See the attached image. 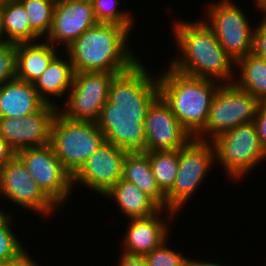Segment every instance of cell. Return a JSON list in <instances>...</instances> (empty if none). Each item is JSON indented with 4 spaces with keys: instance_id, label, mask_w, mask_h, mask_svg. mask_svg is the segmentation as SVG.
I'll return each instance as SVG.
<instances>
[{
    "instance_id": "cell-1",
    "label": "cell",
    "mask_w": 266,
    "mask_h": 266,
    "mask_svg": "<svg viewBox=\"0 0 266 266\" xmlns=\"http://www.w3.org/2000/svg\"><path fill=\"white\" fill-rule=\"evenodd\" d=\"M149 72L139 60L117 74L96 120L105 140L127 152H145L144 121L149 106L159 96L157 77Z\"/></svg>"
},
{
    "instance_id": "cell-2",
    "label": "cell",
    "mask_w": 266,
    "mask_h": 266,
    "mask_svg": "<svg viewBox=\"0 0 266 266\" xmlns=\"http://www.w3.org/2000/svg\"><path fill=\"white\" fill-rule=\"evenodd\" d=\"M172 23L174 41L182 55L170 60L172 68L190 76L221 81V84L232 83L236 79L234 61L226 54L205 20L190 22L179 19Z\"/></svg>"
},
{
    "instance_id": "cell-3",
    "label": "cell",
    "mask_w": 266,
    "mask_h": 266,
    "mask_svg": "<svg viewBox=\"0 0 266 266\" xmlns=\"http://www.w3.org/2000/svg\"><path fill=\"white\" fill-rule=\"evenodd\" d=\"M126 28L114 23H98L85 31L64 51L74 72H108L121 74L139 59L129 47Z\"/></svg>"
},
{
    "instance_id": "cell-4",
    "label": "cell",
    "mask_w": 266,
    "mask_h": 266,
    "mask_svg": "<svg viewBox=\"0 0 266 266\" xmlns=\"http://www.w3.org/2000/svg\"><path fill=\"white\" fill-rule=\"evenodd\" d=\"M158 76L159 95L195 138L205 128L211 101L221 82L190 76L171 66Z\"/></svg>"
},
{
    "instance_id": "cell-5",
    "label": "cell",
    "mask_w": 266,
    "mask_h": 266,
    "mask_svg": "<svg viewBox=\"0 0 266 266\" xmlns=\"http://www.w3.org/2000/svg\"><path fill=\"white\" fill-rule=\"evenodd\" d=\"M104 141L96 122L70 120L59 112L53 120L50 144L72 176Z\"/></svg>"
},
{
    "instance_id": "cell-6",
    "label": "cell",
    "mask_w": 266,
    "mask_h": 266,
    "mask_svg": "<svg viewBox=\"0 0 266 266\" xmlns=\"http://www.w3.org/2000/svg\"><path fill=\"white\" fill-rule=\"evenodd\" d=\"M212 142L192 138L178 149V171L172 188L166 193V209L179 213L194 195L215 163Z\"/></svg>"
},
{
    "instance_id": "cell-7",
    "label": "cell",
    "mask_w": 266,
    "mask_h": 266,
    "mask_svg": "<svg viewBox=\"0 0 266 266\" xmlns=\"http://www.w3.org/2000/svg\"><path fill=\"white\" fill-rule=\"evenodd\" d=\"M211 142L215 160L223 166L230 179L246 177L245 174L266 159L253 121L223 132Z\"/></svg>"
},
{
    "instance_id": "cell-8",
    "label": "cell",
    "mask_w": 266,
    "mask_h": 266,
    "mask_svg": "<svg viewBox=\"0 0 266 266\" xmlns=\"http://www.w3.org/2000/svg\"><path fill=\"white\" fill-rule=\"evenodd\" d=\"M261 104L255 96L234 82L221 84L211 101L205 128L195 138L211 142L223 132L254 121Z\"/></svg>"
},
{
    "instance_id": "cell-9",
    "label": "cell",
    "mask_w": 266,
    "mask_h": 266,
    "mask_svg": "<svg viewBox=\"0 0 266 266\" xmlns=\"http://www.w3.org/2000/svg\"><path fill=\"white\" fill-rule=\"evenodd\" d=\"M208 7L206 14L209 18L205 23L234 63L252 53L254 27L235 1L221 0L210 6L208 3Z\"/></svg>"
},
{
    "instance_id": "cell-10",
    "label": "cell",
    "mask_w": 266,
    "mask_h": 266,
    "mask_svg": "<svg viewBox=\"0 0 266 266\" xmlns=\"http://www.w3.org/2000/svg\"><path fill=\"white\" fill-rule=\"evenodd\" d=\"M116 75L95 71L75 72L67 100L58 112L70 120L96 122L108 101L109 87Z\"/></svg>"
},
{
    "instance_id": "cell-11",
    "label": "cell",
    "mask_w": 266,
    "mask_h": 266,
    "mask_svg": "<svg viewBox=\"0 0 266 266\" xmlns=\"http://www.w3.org/2000/svg\"><path fill=\"white\" fill-rule=\"evenodd\" d=\"M16 155L23 161L27 171L42 192L56 205H63L71 196L72 175L56 157L51 144L26 148Z\"/></svg>"
},
{
    "instance_id": "cell-12",
    "label": "cell",
    "mask_w": 266,
    "mask_h": 266,
    "mask_svg": "<svg viewBox=\"0 0 266 266\" xmlns=\"http://www.w3.org/2000/svg\"><path fill=\"white\" fill-rule=\"evenodd\" d=\"M127 151L104 141L72 176L73 187L77 183L104 195L123 175V163Z\"/></svg>"
},
{
    "instance_id": "cell-13",
    "label": "cell",
    "mask_w": 266,
    "mask_h": 266,
    "mask_svg": "<svg viewBox=\"0 0 266 266\" xmlns=\"http://www.w3.org/2000/svg\"><path fill=\"white\" fill-rule=\"evenodd\" d=\"M59 107L45 104L39 111L21 118H0V137L17 153L51 143V128Z\"/></svg>"
},
{
    "instance_id": "cell-14",
    "label": "cell",
    "mask_w": 266,
    "mask_h": 266,
    "mask_svg": "<svg viewBox=\"0 0 266 266\" xmlns=\"http://www.w3.org/2000/svg\"><path fill=\"white\" fill-rule=\"evenodd\" d=\"M0 195L43 216L53 214L57 207L38 187L23 161L15 155L4 165Z\"/></svg>"
},
{
    "instance_id": "cell-15",
    "label": "cell",
    "mask_w": 266,
    "mask_h": 266,
    "mask_svg": "<svg viewBox=\"0 0 266 266\" xmlns=\"http://www.w3.org/2000/svg\"><path fill=\"white\" fill-rule=\"evenodd\" d=\"M144 126L145 152L176 150L193 138L160 95L149 106Z\"/></svg>"
},
{
    "instance_id": "cell-16",
    "label": "cell",
    "mask_w": 266,
    "mask_h": 266,
    "mask_svg": "<svg viewBox=\"0 0 266 266\" xmlns=\"http://www.w3.org/2000/svg\"><path fill=\"white\" fill-rule=\"evenodd\" d=\"M98 24L91 1L57 0L50 31L45 39L67 48L81 34Z\"/></svg>"
},
{
    "instance_id": "cell-17",
    "label": "cell",
    "mask_w": 266,
    "mask_h": 266,
    "mask_svg": "<svg viewBox=\"0 0 266 266\" xmlns=\"http://www.w3.org/2000/svg\"><path fill=\"white\" fill-rule=\"evenodd\" d=\"M161 212H166L170 216H168L170 221L173 216L177 215L170 210L160 209L156 214L149 217L128 219L127 232H125L124 240H122L123 252L146 256L169 238L168 218L164 219Z\"/></svg>"
},
{
    "instance_id": "cell-18",
    "label": "cell",
    "mask_w": 266,
    "mask_h": 266,
    "mask_svg": "<svg viewBox=\"0 0 266 266\" xmlns=\"http://www.w3.org/2000/svg\"><path fill=\"white\" fill-rule=\"evenodd\" d=\"M46 103L32 83L17 79L0 86V118H21L39 111Z\"/></svg>"
},
{
    "instance_id": "cell-19",
    "label": "cell",
    "mask_w": 266,
    "mask_h": 266,
    "mask_svg": "<svg viewBox=\"0 0 266 266\" xmlns=\"http://www.w3.org/2000/svg\"><path fill=\"white\" fill-rule=\"evenodd\" d=\"M56 46L50 42L18 43L15 48L16 78L34 83L58 55Z\"/></svg>"
},
{
    "instance_id": "cell-20",
    "label": "cell",
    "mask_w": 266,
    "mask_h": 266,
    "mask_svg": "<svg viewBox=\"0 0 266 266\" xmlns=\"http://www.w3.org/2000/svg\"><path fill=\"white\" fill-rule=\"evenodd\" d=\"M116 202L119 210L129 219L145 218L161 208L135 184L120 179L104 195Z\"/></svg>"
},
{
    "instance_id": "cell-21",
    "label": "cell",
    "mask_w": 266,
    "mask_h": 266,
    "mask_svg": "<svg viewBox=\"0 0 266 266\" xmlns=\"http://www.w3.org/2000/svg\"><path fill=\"white\" fill-rule=\"evenodd\" d=\"M67 58H62L58 54L33 83L38 95L46 104L57 106L58 104L53 103L52 96L55 98L67 96L72 87L75 72L68 55Z\"/></svg>"
},
{
    "instance_id": "cell-22",
    "label": "cell",
    "mask_w": 266,
    "mask_h": 266,
    "mask_svg": "<svg viewBox=\"0 0 266 266\" xmlns=\"http://www.w3.org/2000/svg\"><path fill=\"white\" fill-rule=\"evenodd\" d=\"M122 179L135 184L161 209H166V194L155 180L145 152H128L123 163Z\"/></svg>"
},
{
    "instance_id": "cell-23",
    "label": "cell",
    "mask_w": 266,
    "mask_h": 266,
    "mask_svg": "<svg viewBox=\"0 0 266 266\" xmlns=\"http://www.w3.org/2000/svg\"><path fill=\"white\" fill-rule=\"evenodd\" d=\"M3 35L14 44L41 41L31 28L28 15L19 0H0Z\"/></svg>"
},
{
    "instance_id": "cell-24",
    "label": "cell",
    "mask_w": 266,
    "mask_h": 266,
    "mask_svg": "<svg viewBox=\"0 0 266 266\" xmlns=\"http://www.w3.org/2000/svg\"><path fill=\"white\" fill-rule=\"evenodd\" d=\"M238 69L241 72L238 75L239 79L233 82L255 96L261 103H266V61L250 53L235 63L234 71Z\"/></svg>"
},
{
    "instance_id": "cell-25",
    "label": "cell",
    "mask_w": 266,
    "mask_h": 266,
    "mask_svg": "<svg viewBox=\"0 0 266 266\" xmlns=\"http://www.w3.org/2000/svg\"><path fill=\"white\" fill-rule=\"evenodd\" d=\"M160 189L166 194L173 186L178 171V149L145 152Z\"/></svg>"
},
{
    "instance_id": "cell-26",
    "label": "cell",
    "mask_w": 266,
    "mask_h": 266,
    "mask_svg": "<svg viewBox=\"0 0 266 266\" xmlns=\"http://www.w3.org/2000/svg\"><path fill=\"white\" fill-rule=\"evenodd\" d=\"M28 15L31 28L46 37L50 31L57 0H19Z\"/></svg>"
},
{
    "instance_id": "cell-27",
    "label": "cell",
    "mask_w": 266,
    "mask_h": 266,
    "mask_svg": "<svg viewBox=\"0 0 266 266\" xmlns=\"http://www.w3.org/2000/svg\"><path fill=\"white\" fill-rule=\"evenodd\" d=\"M92 4L98 23H114L132 31L134 18L130 14V11H120L116 7L119 4L118 0H94Z\"/></svg>"
},
{
    "instance_id": "cell-28",
    "label": "cell",
    "mask_w": 266,
    "mask_h": 266,
    "mask_svg": "<svg viewBox=\"0 0 266 266\" xmlns=\"http://www.w3.org/2000/svg\"><path fill=\"white\" fill-rule=\"evenodd\" d=\"M8 215L6 211L0 215V264L17 258L26 250L13 232L11 215Z\"/></svg>"
},
{
    "instance_id": "cell-29",
    "label": "cell",
    "mask_w": 266,
    "mask_h": 266,
    "mask_svg": "<svg viewBox=\"0 0 266 266\" xmlns=\"http://www.w3.org/2000/svg\"><path fill=\"white\" fill-rule=\"evenodd\" d=\"M167 242L168 239L144 256L147 266H189L191 258L172 250Z\"/></svg>"
},
{
    "instance_id": "cell-30",
    "label": "cell",
    "mask_w": 266,
    "mask_h": 266,
    "mask_svg": "<svg viewBox=\"0 0 266 266\" xmlns=\"http://www.w3.org/2000/svg\"><path fill=\"white\" fill-rule=\"evenodd\" d=\"M15 48L11 42L0 44V86L16 77Z\"/></svg>"
},
{
    "instance_id": "cell-31",
    "label": "cell",
    "mask_w": 266,
    "mask_h": 266,
    "mask_svg": "<svg viewBox=\"0 0 266 266\" xmlns=\"http://www.w3.org/2000/svg\"><path fill=\"white\" fill-rule=\"evenodd\" d=\"M254 27L252 53L266 61V13Z\"/></svg>"
},
{
    "instance_id": "cell-32",
    "label": "cell",
    "mask_w": 266,
    "mask_h": 266,
    "mask_svg": "<svg viewBox=\"0 0 266 266\" xmlns=\"http://www.w3.org/2000/svg\"><path fill=\"white\" fill-rule=\"evenodd\" d=\"M253 122L256 126L260 144L266 157V103H262L259 106Z\"/></svg>"
},
{
    "instance_id": "cell-33",
    "label": "cell",
    "mask_w": 266,
    "mask_h": 266,
    "mask_svg": "<svg viewBox=\"0 0 266 266\" xmlns=\"http://www.w3.org/2000/svg\"><path fill=\"white\" fill-rule=\"evenodd\" d=\"M118 266H147L145 257L121 252Z\"/></svg>"
},
{
    "instance_id": "cell-34",
    "label": "cell",
    "mask_w": 266,
    "mask_h": 266,
    "mask_svg": "<svg viewBox=\"0 0 266 266\" xmlns=\"http://www.w3.org/2000/svg\"><path fill=\"white\" fill-rule=\"evenodd\" d=\"M0 266H39L29 256L27 251H23L17 258L6 261L0 264Z\"/></svg>"
},
{
    "instance_id": "cell-35",
    "label": "cell",
    "mask_w": 266,
    "mask_h": 266,
    "mask_svg": "<svg viewBox=\"0 0 266 266\" xmlns=\"http://www.w3.org/2000/svg\"><path fill=\"white\" fill-rule=\"evenodd\" d=\"M16 155L9 144L0 137V163L5 164Z\"/></svg>"
},
{
    "instance_id": "cell-36",
    "label": "cell",
    "mask_w": 266,
    "mask_h": 266,
    "mask_svg": "<svg viewBox=\"0 0 266 266\" xmlns=\"http://www.w3.org/2000/svg\"><path fill=\"white\" fill-rule=\"evenodd\" d=\"M189 266H226L225 264H219L217 262H209V261H199L198 259H190Z\"/></svg>"
},
{
    "instance_id": "cell-37",
    "label": "cell",
    "mask_w": 266,
    "mask_h": 266,
    "mask_svg": "<svg viewBox=\"0 0 266 266\" xmlns=\"http://www.w3.org/2000/svg\"><path fill=\"white\" fill-rule=\"evenodd\" d=\"M256 4V6H257V8H258V10L259 11H261V14H262V12L263 13H266V0H256V1H254Z\"/></svg>"
},
{
    "instance_id": "cell-38",
    "label": "cell",
    "mask_w": 266,
    "mask_h": 266,
    "mask_svg": "<svg viewBox=\"0 0 266 266\" xmlns=\"http://www.w3.org/2000/svg\"><path fill=\"white\" fill-rule=\"evenodd\" d=\"M6 42V39L3 35V31H2V22H1V14H0V44Z\"/></svg>"
},
{
    "instance_id": "cell-39",
    "label": "cell",
    "mask_w": 266,
    "mask_h": 266,
    "mask_svg": "<svg viewBox=\"0 0 266 266\" xmlns=\"http://www.w3.org/2000/svg\"><path fill=\"white\" fill-rule=\"evenodd\" d=\"M4 165L5 164L0 163V188H1V185H2V181H3Z\"/></svg>"
}]
</instances>
